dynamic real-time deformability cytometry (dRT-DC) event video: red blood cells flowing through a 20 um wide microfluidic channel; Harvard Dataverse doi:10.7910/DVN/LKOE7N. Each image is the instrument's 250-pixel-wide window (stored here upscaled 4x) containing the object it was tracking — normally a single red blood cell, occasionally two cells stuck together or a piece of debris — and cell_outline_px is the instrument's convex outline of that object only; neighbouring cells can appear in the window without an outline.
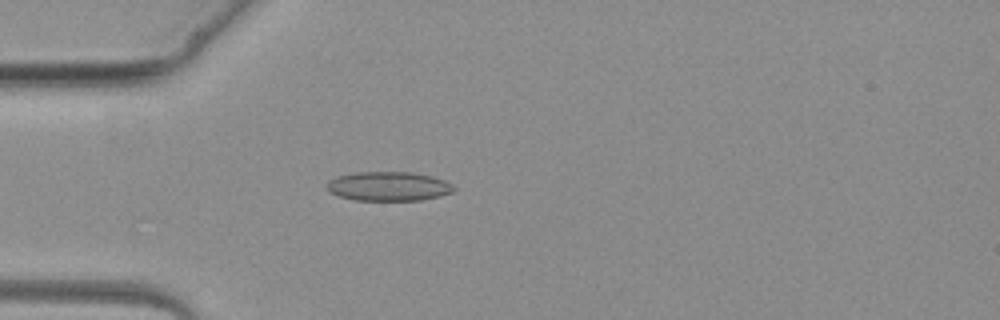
{"species": "common noctule bat (a hibernating species)", "species_latin": "Nyctalus noctula", "temperature_condition": "warm", "stored_images_in_passage": 3, "camera_frame_rate_fps": 3000, "um_per_image_px": 0.085, "animal": {"sex": "female", "body_mass_g": 19.3, "forearm_length_mm": 54.1}, "frame": {"image": 1, "passage_image": 3, "time_ms": 2.667, "image_size_px": [1000, 320], "cell_outline_px": [[456, 188], [452, 192], [440, 196], [420, 200], [352, 200], [328, 192], [328, 180], [336, 176], [356, 172], [412, 172], [432, 176], [444, 180], [452, 184]], "centroid_in_image_um": [33.02, 15.83], "position_along_channel_um": 52.0, "area_um2": 21.68}}